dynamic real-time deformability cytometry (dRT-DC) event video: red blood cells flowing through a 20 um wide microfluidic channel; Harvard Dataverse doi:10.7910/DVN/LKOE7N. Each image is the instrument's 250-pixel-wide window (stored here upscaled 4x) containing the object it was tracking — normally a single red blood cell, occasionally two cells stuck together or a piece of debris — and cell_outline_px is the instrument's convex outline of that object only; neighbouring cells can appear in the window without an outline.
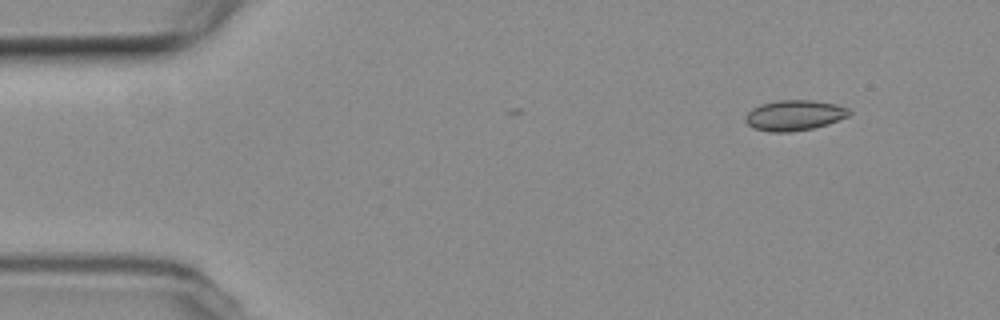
{"species": "common noctule bat (a hibernating species)", "species_latin": "Nyctalus noctula", "temperature_condition": "room temperature", "stored_images_in_passage": 2, "camera_frame_rate_fps": 3000, "um_per_image_px": 0.085, "animal": {"sex": "female", "body_mass_g": 19.3, "forearm_length_mm": 54.1}, "frame": {"image": 1, "passage_image": 1, "time_ms": 0.0, "image_size_px": [1000, 320], "cell_outline_px": [[852, 112], [848, 116], [828, 124], [812, 128], [792, 132], [768, 132], [756, 128], [748, 124], [744, 120], [744, 116], [752, 108], [760, 104], [776, 100], [812, 100], [836, 104], [848, 108]], "centroid_in_image_um": [67.51, 9.79], "position_along_channel_um": 17.5, "area_um2": 18.5}}